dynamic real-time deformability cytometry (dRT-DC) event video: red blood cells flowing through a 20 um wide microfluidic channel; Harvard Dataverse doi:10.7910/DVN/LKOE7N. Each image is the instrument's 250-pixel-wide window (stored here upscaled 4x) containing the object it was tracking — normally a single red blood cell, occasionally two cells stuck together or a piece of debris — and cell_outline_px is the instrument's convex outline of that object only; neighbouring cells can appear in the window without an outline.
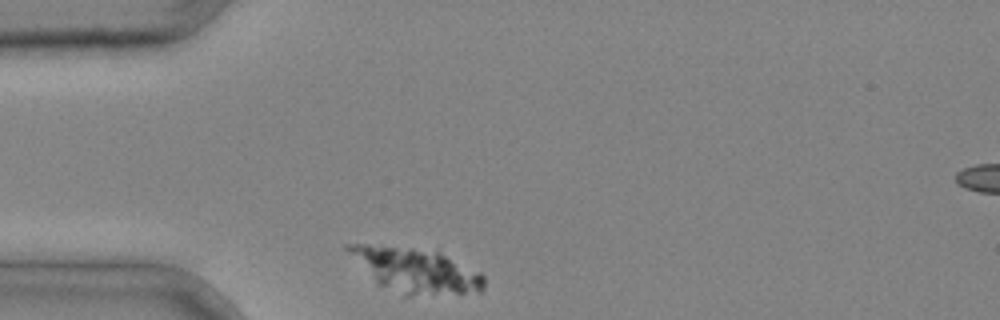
{"species": "common noctule bat (a hibernating species)", "species_latin": "Nyctalus noctula", "temperature_condition": "cold", "stored_images_in_passage": 2, "camera_frame_rate_fps": 3000, "um_per_image_px": 0.085, "animal": {"sex": "male", "body_mass_g": 20.4}, "frame": {"image": 1, "passage_image": 1, "time_ms": 0.0, "image_size_px": [1000, 320], "cell_outline_px": [[484, 288], [480, 292], [408, 296], [404, 296], [380, 284], [344, 248], [344, 244], [368, 244], [412, 248], [436, 252], [480, 272], [484, 276]], "centroid_in_image_um": [35.36, 22.99], "position_along_channel_um": 49.6, "area_um2": 34.28}}